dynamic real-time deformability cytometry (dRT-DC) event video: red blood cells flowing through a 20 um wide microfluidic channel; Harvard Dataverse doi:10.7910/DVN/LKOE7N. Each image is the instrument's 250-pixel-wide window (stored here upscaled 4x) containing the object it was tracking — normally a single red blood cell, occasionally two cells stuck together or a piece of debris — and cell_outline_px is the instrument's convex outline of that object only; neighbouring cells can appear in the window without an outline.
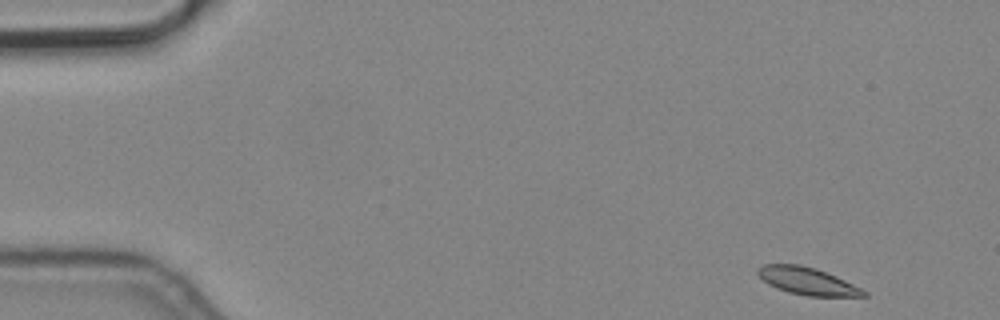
{"species": "common noctule bat (a hibernating species)", "species_latin": "Nyctalus noctula", "temperature_condition": "cold", "stored_images_in_passage": 4, "camera_frame_rate_fps": 3000, "um_per_image_px": 0.085, "animal": {"sex": "male", "body_mass_g": 19.2, "forearm_length_mm": 51.8}, "frame": {"image": 1, "passage_image": 1, "time_ms": 0.0, "image_size_px": [1000, 320], "cell_outline_px": [[868, 296], [808, 296], [788, 292], [776, 288], [768, 284], [756, 272], [756, 268], [764, 264], [800, 264], [816, 268], [836, 276], [868, 292]], "centroid_in_image_um": [68.6, 23.88], "position_along_channel_um": 16.4, "area_um2": 16.82}}
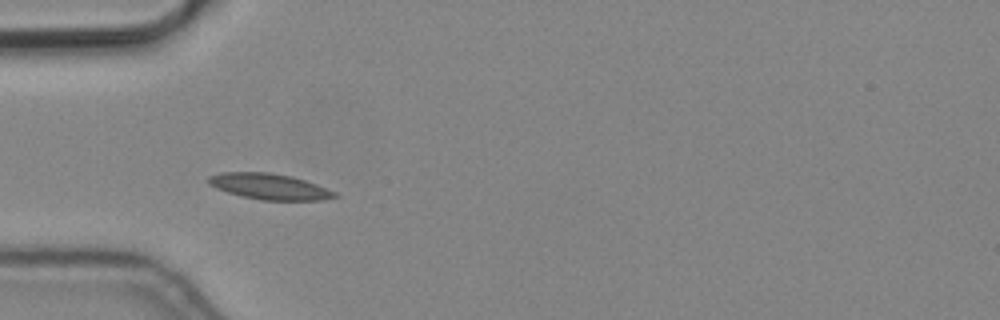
{"frame": {"image": 2, "passage_image": 4, "time_ms": 1.0, "image_size_px": [1000, 320], "cell_outline_px": [[340, 196], [324, 200], [260, 200], [240, 196], [216, 188], [208, 184], [208, 176], [220, 172], [268, 172], [292, 176], [316, 184], [336, 192]], "centroid_in_image_um": [22.89, 15.85], "position_along_channel_um": 62.1, "area_um2": 19.13}}